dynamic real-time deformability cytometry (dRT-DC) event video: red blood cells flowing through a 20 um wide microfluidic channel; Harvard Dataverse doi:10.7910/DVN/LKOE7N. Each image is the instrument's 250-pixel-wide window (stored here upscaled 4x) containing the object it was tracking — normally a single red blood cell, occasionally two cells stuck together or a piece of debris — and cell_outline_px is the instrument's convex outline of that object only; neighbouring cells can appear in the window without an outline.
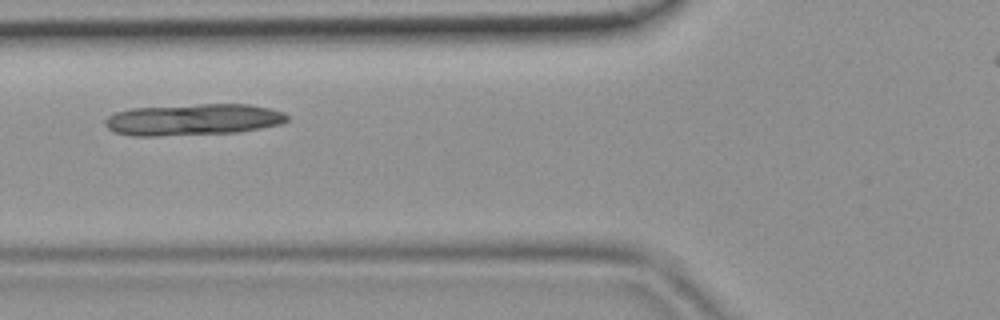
{"species": "common noctule bat (a hibernating species)", "species_latin": "Nyctalus noctula", "temperature_condition": "room temperature", "stored_images_in_passage": 34, "camera_frame_rate_fps": 3000, "um_per_image_px": 0.085, "animal": {"sex": "female", "body_mass_g": 19.9}, "frame": {"image": 1, "passage_image": 9, "time_ms": 2.667, "image_size_px": [1000, 320], "cell_outline_px": [[288, 120], [280, 124], [240, 132], [160, 136], [132, 136], [112, 132], [104, 124], [104, 120], [108, 116], [116, 112], [132, 108], [196, 104], [248, 104], [268, 108], [284, 112], [288, 116]], "centroid_in_image_um": [16.38, 10.17], "position_along_channel_um": 109.4, "area_um2": 33.64}}
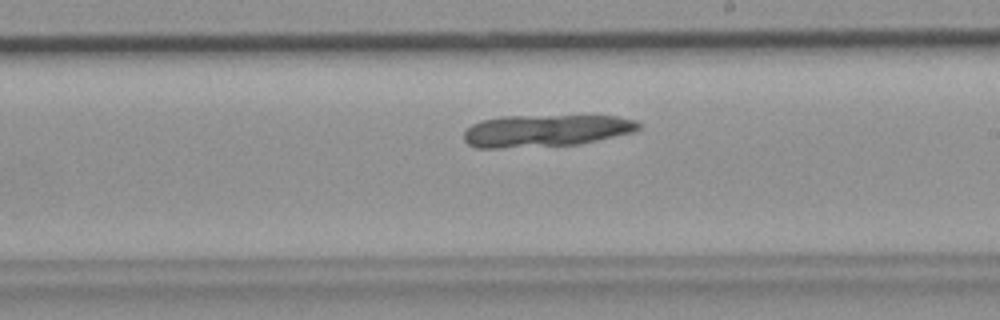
{"frame": {"image": 2, "passage_image": 18, "time_ms": 5.667, "image_size_px": [1000, 320], "cell_outline_px": [[640, 128], [636, 132], [580, 144], [500, 148], [476, 148], [468, 144], [464, 140], [464, 132], [472, 124], [484, 120], [500, 116], [616, 116], [636, 120], [640, 124]], "centroid_in_image_um": [46.41, 11.11], "position_along_channel_um": 242.6, "area_um2": 32.77}}
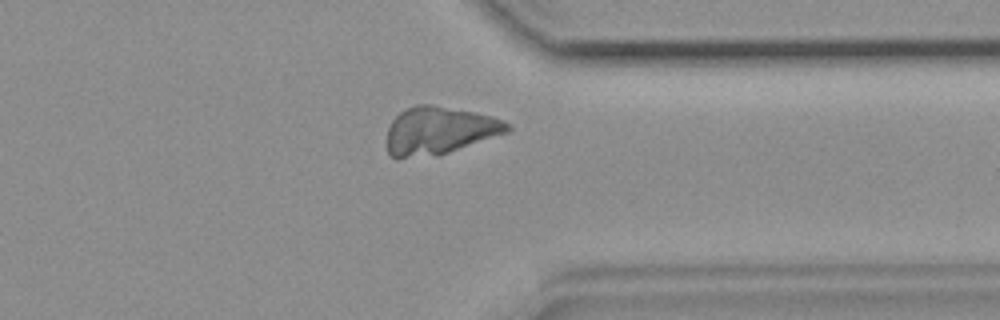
{"frame": {"image": 3, "passage_image": 27, "time_ms": 8.667, "image_size_px": [1000, 320], "cell_outline_px": [[512, 128], [508, 132], [436, 156], [396, 160], [388, 152], [388, 128], [392, 120], [400, 112], [416, 104], [428, 104], [476, 112], [492, 116], [504, 120]], "centroid_in_image_um": [37.32, 11.11], "position_along_channel_um": 374.1, "area_um2": 33.52}}